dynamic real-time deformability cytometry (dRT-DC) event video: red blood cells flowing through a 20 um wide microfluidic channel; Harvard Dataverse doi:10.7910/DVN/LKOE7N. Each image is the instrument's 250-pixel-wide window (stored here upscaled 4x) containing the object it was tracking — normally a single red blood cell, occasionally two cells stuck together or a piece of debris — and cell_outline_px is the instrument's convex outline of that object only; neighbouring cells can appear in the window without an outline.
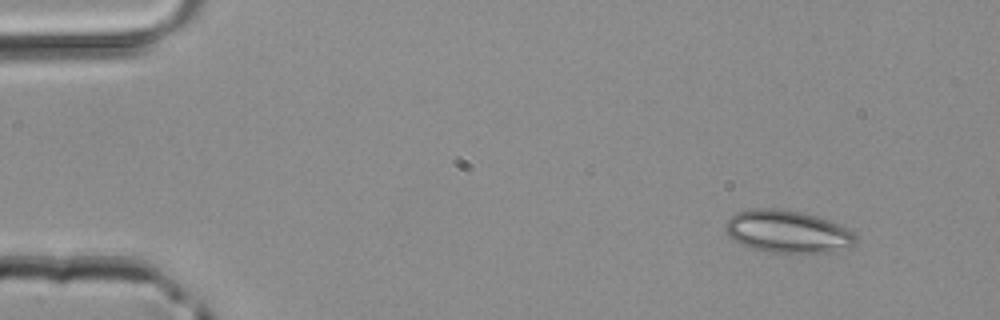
{"species": "common noctule bat (a hibernating species)", "species_latin": "Nyctalus noctula", "temperature_condition": "room temperature", "stored_images_in_passage": 3, "camera_frame_rate_fps": 3000, "um_per_image_px": 0.085, "animal": {"sex": "male", "body_mass_g": 20.4}, "frame": {"image": 1, "passage_image": 1, "time_ms": 0.0, "image_size_px": [1000, 320], "cell_outline_px": [[856, 244], [852, 248], [836, 252], [768, 252], [752, 248], [728, 236], [724, 228], [724, 224], [736, 212], [752, 208], [776, 208], [800, 212], [816, 216], [840, 224], [852, 232], [856, 236]], "centroid_in_image_um": [66.98, 19.68], "position_along_channel_um": 18.0, "area_um2": 32.31}}